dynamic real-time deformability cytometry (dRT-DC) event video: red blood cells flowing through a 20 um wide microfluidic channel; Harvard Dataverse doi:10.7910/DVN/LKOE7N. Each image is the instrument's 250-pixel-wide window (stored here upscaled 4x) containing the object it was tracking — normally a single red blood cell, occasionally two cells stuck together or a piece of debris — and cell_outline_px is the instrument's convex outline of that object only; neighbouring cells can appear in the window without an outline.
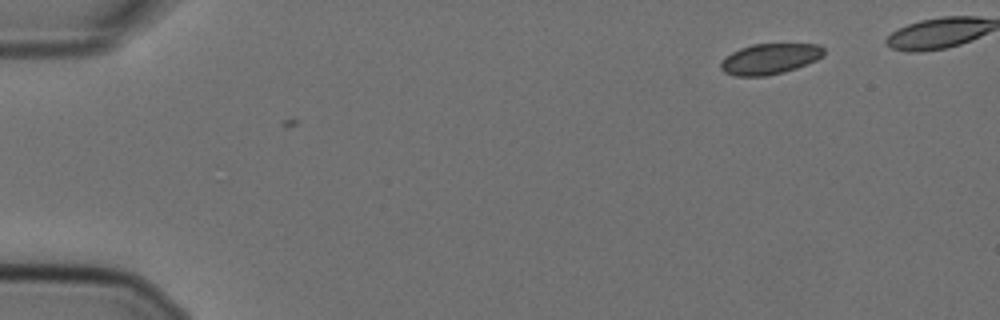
{"species": "Egyptian fruit bat (a non-hibernating species)", "species_latin": "Rousettus aegyptiacus", "temperature_condition": "cold", "stored_images_in_passage": 5, "camera_frame_rate_fps": 3000, "um_per_image_px": 0.085, "animal": {"sex": "female"}, "frame": {"image": 1, "passage_image": 5, "time_ms": 1.333, "image_size_px": [1000, 320], "cell_outline_px": [[824, 52], [816, 60], [796, 68], [784, 72], [768, 76], [736, 76], [724, 72], [720, 68], [720, 64], [732, 52], [740, 48], [752, 44], [820, 44], [824, 48]], "centroid_in_image_um": [65.43, 5.01], "position_along_channel_um": 19.6, "area_um2": 18.26}}